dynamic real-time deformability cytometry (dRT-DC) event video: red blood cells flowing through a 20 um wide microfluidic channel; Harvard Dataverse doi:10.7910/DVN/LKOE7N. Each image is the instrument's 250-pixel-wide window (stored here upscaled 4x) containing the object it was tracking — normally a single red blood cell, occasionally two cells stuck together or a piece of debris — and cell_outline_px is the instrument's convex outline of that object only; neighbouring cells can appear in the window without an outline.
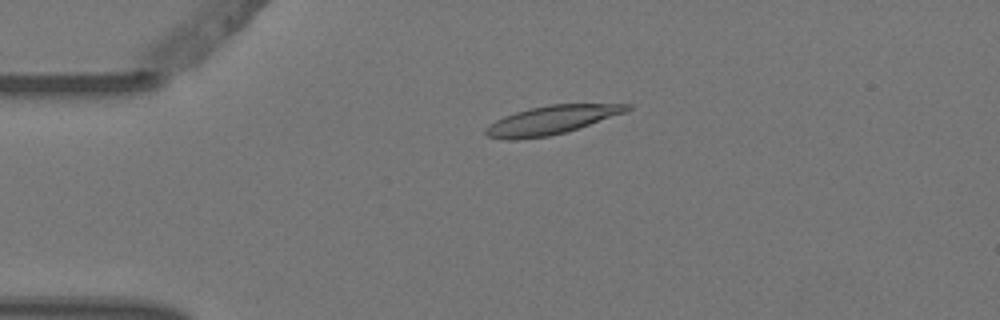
{"species": "Egyptian fruit bat (a non-hibernating species)", "species_latin": "Rousettus aegyptiacus", "temperature_condition": "warm", "stored_images_in_passage": 4, "camera_frame_rate_fps": 3000, "um_per_image_px": 0.085, "animal": {"sex": "female"}, "frame": {"image": 1, "passage_image": 4, "time_ms": 1.0, "image_size_px": [1000, 320], "cell_outline_px": [[632, 108], [624, 112], [564, 132], [548, 136], [516, 140], [504, 140], [488, 136], [484, 132], [484, 128], [488, 124], [504, 116], [528, 108], [548, 104], [632, 104]], "centroid_in_image_um": [46.78, 10.2], "position_along_channel_um": 38.2, "area_um2": 23.24}}